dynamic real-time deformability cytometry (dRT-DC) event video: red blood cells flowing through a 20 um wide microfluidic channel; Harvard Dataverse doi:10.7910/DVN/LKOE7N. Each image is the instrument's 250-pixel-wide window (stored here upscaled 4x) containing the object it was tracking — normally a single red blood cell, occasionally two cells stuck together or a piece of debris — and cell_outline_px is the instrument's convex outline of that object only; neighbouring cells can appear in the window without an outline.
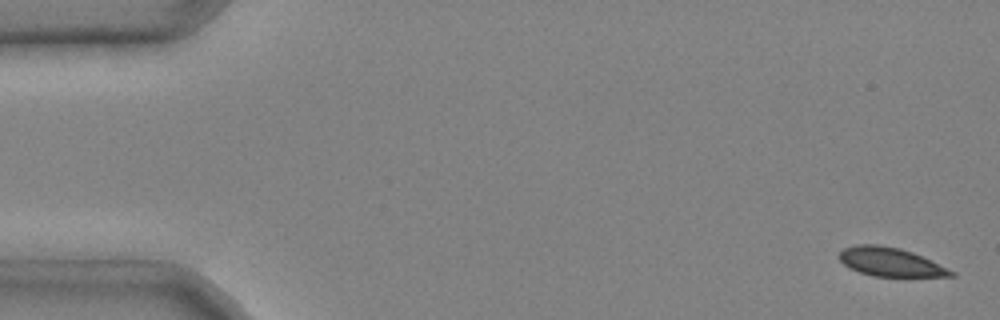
{"species": "common noctule bat (a hibernating species)", "species_latin": "Nyctalus noctula", "temperature_condition": "cold", "stored_images_in_passage": 5, "camera_frame_rate_fps": 3000, "um_per_image_px": 0.085, "animal": {"sex": "male", "body_mass_g": 20.4}, "frame": {"image": 1, "passage_image": 1, "time_ms": 0.0, "image_size_px": [1000, 320], "cell_outline_px": [[956, 276], [872, 276], [848, 268], [840, 260], [840, 252], [844, 248], [856, 244], [880, 244], [900, 248], [912, 252], [956, 272]], "centroid_in_image_um": [75.66, 22.26], "position_along_channel_um": 9.3, "area_um2": 18.55}}
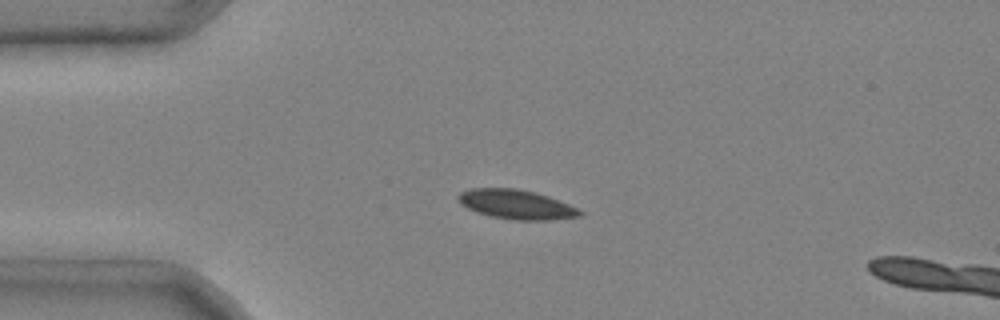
{"frame": {"image": 2, "passage_image": 3, "time_ms": 0.667, "image_size_px": [1000, 320], "cell_outline_px": [[584, 212], [580, 216], [552, 220], [512, 220], [492, 216], [476, 212], [460, 204], [456, 196], [460, 192], [472, 188], [516, 188], [536, 192], [548, 196], [568, 204]], "centroid_in_image_um": [43.86, 17.37], "position_along_channel_um": 41.1, "area_um2": 20.87}}
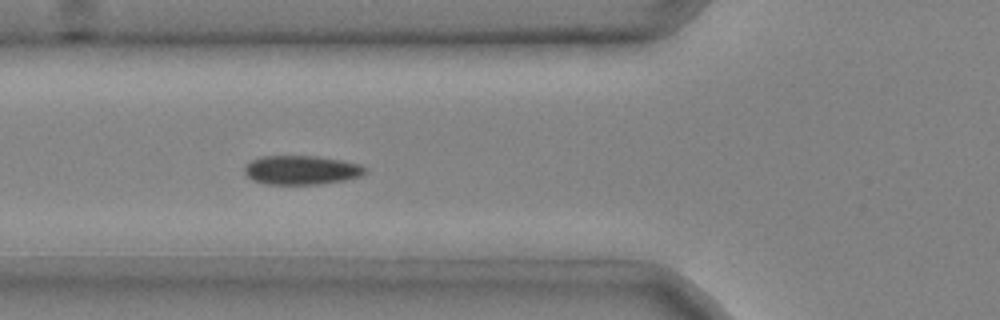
{"frame": {"image": 3, "passage_image": 5, "time_ms": 1.333, "image_size_px": [1000, 320], "cell_outline_px": [[368, 168], [360, 176], [344, 180], [320, 184], [268, 184], [252, 180], [244, 172], [244, 168], [252, 160], [260, 156], [316, 156], [340, 160], [360, 164]], "centroid_in_image_um": [25.62, 14.45], "position_along_channel_um": 100.2, "area_um2": 20.29}}